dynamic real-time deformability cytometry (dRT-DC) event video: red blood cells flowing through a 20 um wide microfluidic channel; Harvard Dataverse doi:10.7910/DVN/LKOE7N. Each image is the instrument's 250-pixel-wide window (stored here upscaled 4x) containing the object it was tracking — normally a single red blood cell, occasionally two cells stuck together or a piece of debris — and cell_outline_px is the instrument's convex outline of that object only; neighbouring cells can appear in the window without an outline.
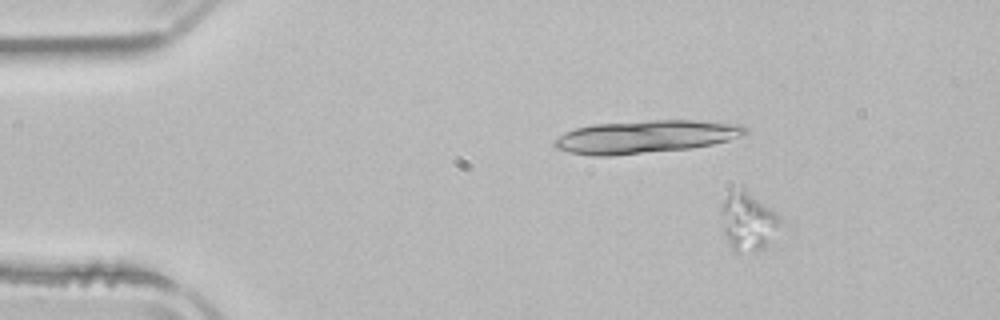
{"species": "common noctule bat (a hibernating species)", "species_latin": "Nyctalus noctula", "temperature_condition": "room temperature", "stored_images_in_passage": 47, "segment_of_instrument_passage": [1, 2], "camera_frame_rate_fps": 3000, "um_per_image_px": 0.085, "animal": {"sex": "male", "body_mass_g": 21.5, "forearm_length_mm": 52.0}, "frame": {"image": 1, "passage_image": 2, "time_ms": 0.333, "image_size_px": [1000, 320], "cell_outline_px": [[784, 224], [764, 248], [736, 252], [732, 248], [724, 232], [720, 212], [724, 200], [732, 192], [744, 188], [780, 216]], "centroid_in_image_um": [63.62, 18.83], "position_along_channel_um": 21.4, "area_um2": 19.54}}
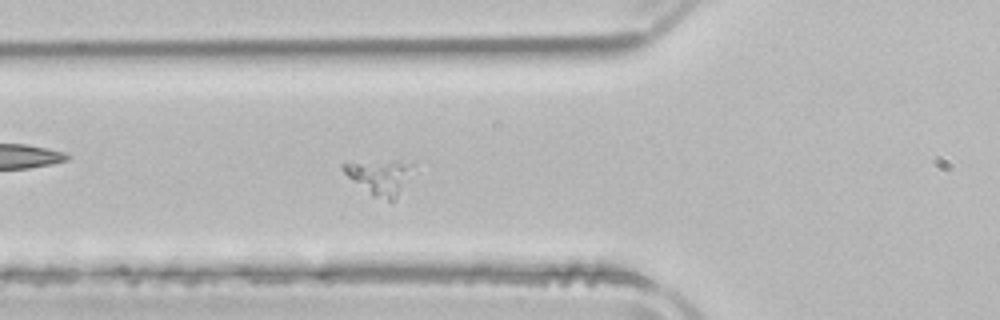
{"frame": {"image": 2, "passage_image": 14, "time_ms": 4.333, "image_size_px": [1000, 320], "cell_outline_px": [[412, 164], [396, 200], [388, 200], [372, 196], [352, 180], [340, 168], [340, 164], [392, 160], [396, 160]], "centroid_in_image_um": [32.21, 15.04], "position_along_channel_um": 93.6, "area_um2": 13.53}}
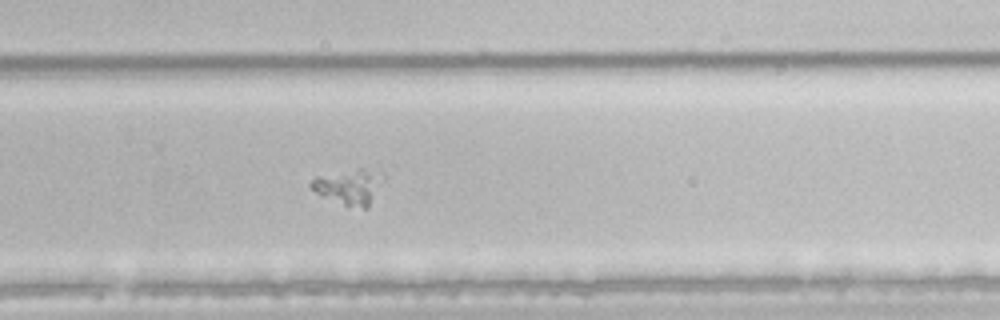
{"frame": {"image": 3, "passage_image": 30, "time_ms": 9.667, "image_size_px": [1000, 320], "cell_outline_px": [[376, 180], [368, 208], [364, 208], [344, 204], [316, 192], [308, 184], [316, 176], [360, 168], [364, 168]], "centroid_in_image_um": [29.45, 15.88], "position_along_channel_um": 300.4, "area_um2": 12.89}}